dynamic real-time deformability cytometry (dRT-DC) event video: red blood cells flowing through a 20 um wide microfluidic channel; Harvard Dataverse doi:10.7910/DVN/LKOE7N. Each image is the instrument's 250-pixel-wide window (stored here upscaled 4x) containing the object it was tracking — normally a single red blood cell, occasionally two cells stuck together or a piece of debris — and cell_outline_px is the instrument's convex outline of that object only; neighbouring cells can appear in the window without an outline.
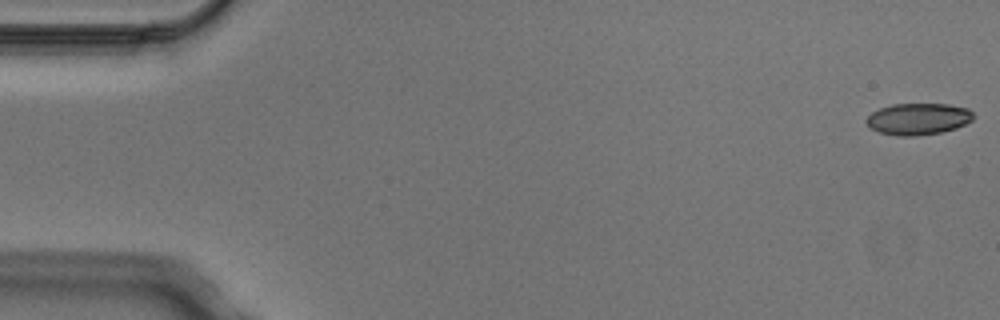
{"species": "Egyptian fruit bat (a non-hibernating species)", "species_latin": "Rousettus aegyptiacus", "temperature_condition": "cold", "stored_images_in_passage": 5, "camera_frame_rate_fps": 3000, "um_per_image_px": 0.085, "animal": {"sex": "male"}, "frame": {"image": 1, "passage_image": 1, "time_ms": 0.0, "image_size_px": [1000, 320], "cell_outline_px": [[972, 120], [956, 128], [940, 132], [916, 136], [896, 136], [880, 132], [872, 128], [864, 120], [872, 112], [880, 108], [892, 104], [948, 104], [968, 108], [972, 112]], "centroid_in_image_um": [78.03, 10.1], "position_along_channel_um": 7.0, "area_um2": 19.59}}
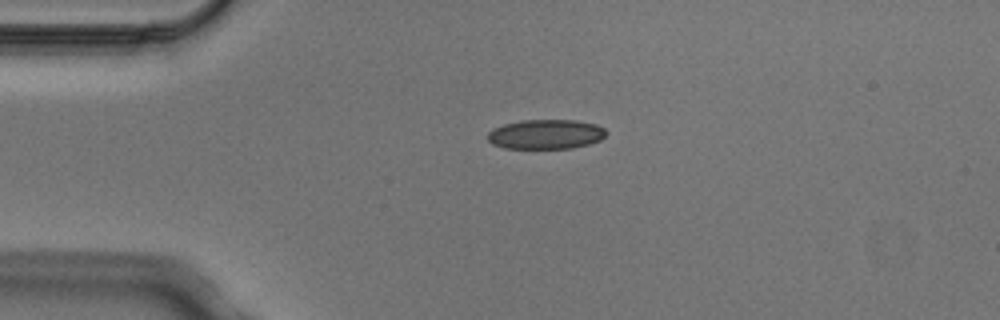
{"frame": {"image": 2, "passage_image": 4, "time_ms": 1.0, "image_size_px": [1000, 320], "cell_outline_px": [[608, 132], [600, 140], [588, 144], [572, 148], [504, 148], [492, 144], [488, 140], [488, 132], [492, 128], [504, 124], [520, 120], [576, 120], [596, 124], [604, 128]], "centroid_in_image_um": [46.38, 11.4], "position_along_channel_um": 38.6, "area_um2": 20.52}}